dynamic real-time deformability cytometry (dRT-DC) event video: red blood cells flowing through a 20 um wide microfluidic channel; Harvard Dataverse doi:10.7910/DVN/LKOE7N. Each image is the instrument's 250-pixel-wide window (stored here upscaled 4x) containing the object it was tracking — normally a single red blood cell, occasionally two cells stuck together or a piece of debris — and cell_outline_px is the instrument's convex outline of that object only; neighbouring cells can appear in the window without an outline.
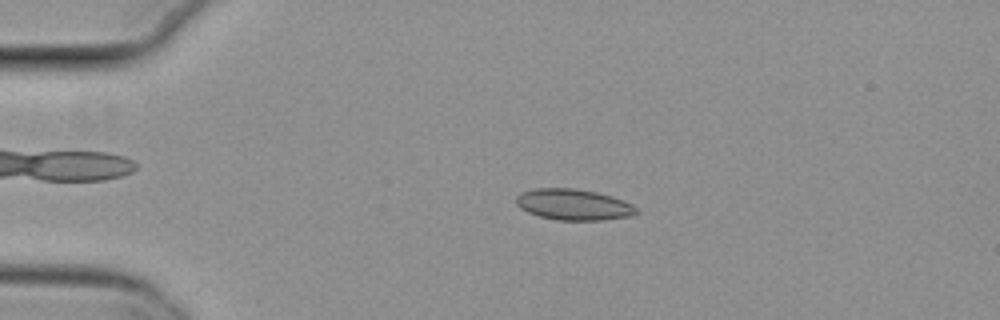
{"species": "common noctule bat (a hibernating species)", "species_latin": "Nyctalus noctula", "temperature_condition": "cold", "stored_images_in_passage": 3, "camera_frame_rate_fps": 3000, "um_per_image_px": 0.085, "animal": {"sex": "female", "body_mass_g": 29.2, "forearm_length_mm": 56.3}, "frame": {"image": 1, "passage_image": 2, "time_ms": 0.333, "image_size_px": [1000, 320], "cell_outline_px": [[640, 212], [628, 216], [604, 220], [556, 220], [540, 216], [528, 212], [520, 208], [516, 204], [516, 196], [520, 192], [536, 188], [572, 188], [596, 192], [612, 196], [624, 200], [632, 204]], "centroid_in_image_um": [48.74, 17.38], "position_along_channel_um": 36.3, "area_um2": 21.79}}